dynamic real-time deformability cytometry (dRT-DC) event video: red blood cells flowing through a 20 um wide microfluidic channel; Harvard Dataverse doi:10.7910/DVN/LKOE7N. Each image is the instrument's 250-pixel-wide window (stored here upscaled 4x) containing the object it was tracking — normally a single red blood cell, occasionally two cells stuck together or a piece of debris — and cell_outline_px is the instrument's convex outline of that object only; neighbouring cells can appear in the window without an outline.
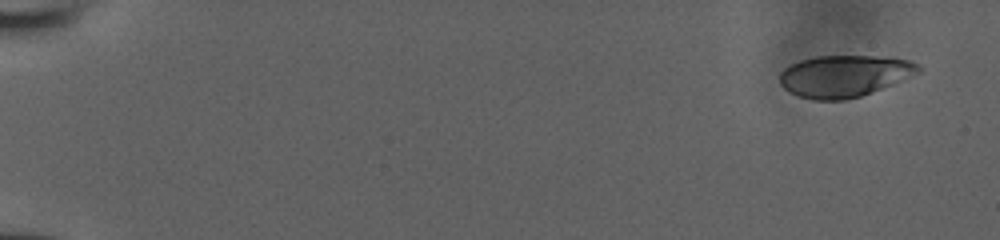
{"species": "human", "species_latin": "Homo sapiens", "temperature_condition": "room temperature", "stored_images_in_passage": 50, "camera_frame_rate_fps": 3000, "um_per_image_px": 0.085, "donor": {"sex": "male"}, "frame": {"image": 1, "passage_image": 1, "time_ms": 0.0, "image_size_px": [1000, 240], "cell_outline_px": [[924, 68], [920, 72], [892, 84], [860, 96], [844, 100], [812, 100], [796, 96], [788, 92], [780, 84], [780, 72], [784, 68], [800, 60], [816, 56], [876, 56], [912, 60], [920, 64]], "centroid_in_image_um": [71.76, 6.46], "position_along_channel_um": 13.2, "area_um2": 33.93}}
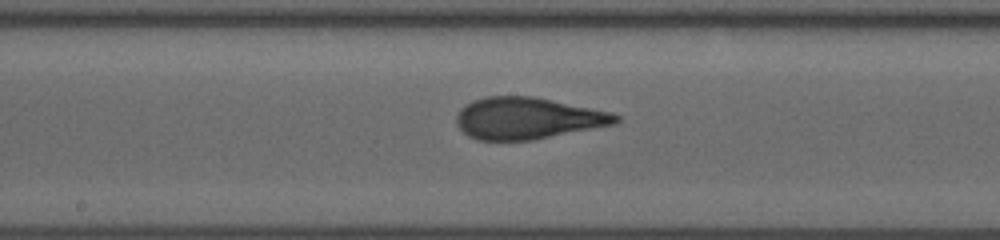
{"frame": {"image": 2, "passage_image": 28, "time_ms": 9.0, "image_size_px": [1000, 240], "cell_outline_px": [[620, 120], [616, 124], [532, 140], [476, 140], [468, 136], [456, 124], [456, 116], [460, 108], [464, 104], [472, 100], [488, 96], [532, 96], [612, 112], [620, 116]], "centroid_in_image_um": [44.83, 10.05], "position_along_channel_um": 203.4, "area_um2": 38.78}}
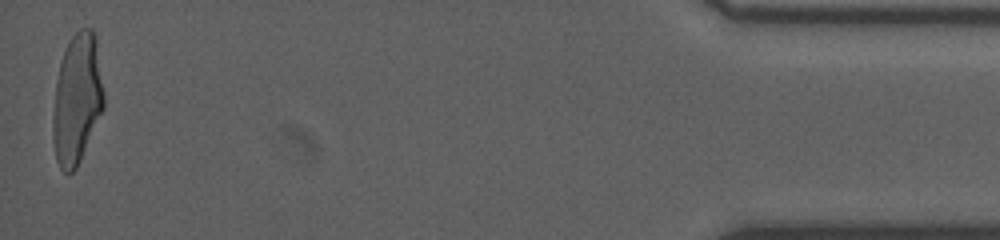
{"frame": {"image": 3, "passage_image": 50, "time_ms": 16.333, "image_size_px": [1000, 240], "cell_outline_px": [[104, 108], [80, 160], [76, 168], [72, 172], [64, 172], [60, 168], [56, 160], [52, 136], [52, 116], [56, 80], [60, 64], [64, 52], [72, 36], [80, 28], [92, 28], [96, 44], [104, 96]], "centroid_in_image_um": [6.52, 8.46], "position_along_channel_um": 428.7, "area_um2": 38.26}}